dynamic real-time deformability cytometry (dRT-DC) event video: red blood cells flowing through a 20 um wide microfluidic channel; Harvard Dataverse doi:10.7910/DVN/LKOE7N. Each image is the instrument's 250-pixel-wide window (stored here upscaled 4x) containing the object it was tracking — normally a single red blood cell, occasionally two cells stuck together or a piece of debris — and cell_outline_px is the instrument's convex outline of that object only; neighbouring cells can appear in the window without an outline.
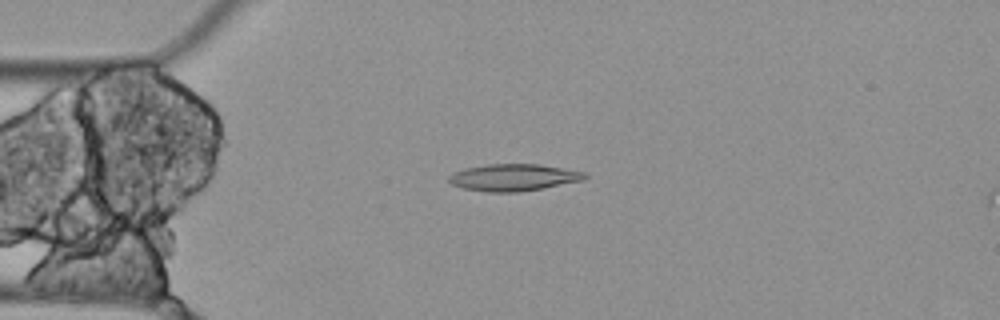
{"species": "Egyptian fruit bat (a non-hibernating species)", "species_latin": "Rousettus aegyptiacus", "temperature_condition": "cold", "stored_images_in_passage": 5, "segment_of_instrument_passage": [1, 2], "camera_frame_rate_fps": 3000, "um_per_image_px": 0.085, "animal": {"sex": "female"}, "frame": {"image": 1, "passage_image": 4, "time_ms": 1.0, "image_size_px": [1000, 320], "cell_outline_px": [[588, 176], [584, 180], [544, 188], [520, 192], [484, 192], [464, 188], [452, 184], [448, 180], [448, 176], [452, 172], [464, 168], [488, 164], [540, 164], [584, 172]], "centroid_in_image_um": [43.63, 15.08], "position_along_channel_um": 41.4, "area_um2": 21.44}}